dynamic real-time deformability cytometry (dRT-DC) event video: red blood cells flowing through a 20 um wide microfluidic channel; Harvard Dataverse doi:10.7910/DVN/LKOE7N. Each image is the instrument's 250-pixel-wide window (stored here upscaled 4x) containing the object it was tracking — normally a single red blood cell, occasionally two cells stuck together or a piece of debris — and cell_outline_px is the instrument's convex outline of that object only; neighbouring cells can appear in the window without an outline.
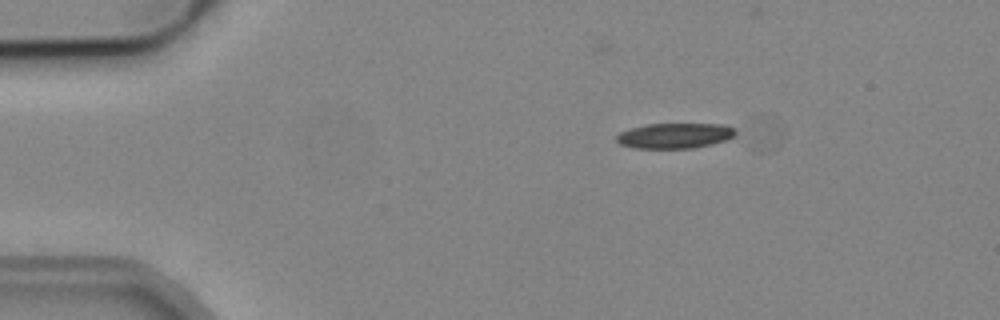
{"species": "common noctule bat (a hibernating species)", "species_latin": "Nyctalus noctula", "temperature_condition": "cold", "stored_images_in_passage": 3, "camera_frame_rate_fps": 3000, "um_per_image_px": 0.085, "animal": {"sex": "male", "body_mass_g": 19.2, "forearm_length_mm": 51.8}, "frame": {"image": 1, "passage_image": 1, "time_ms": 0.0, "image_size_px": [1000, 320], "cell_outline_px": [[736, 136], [712, 144], [692, 148], [632, 148], [620, 144], [616, 140], [616, 136], [620, 132], [628, 128], [648, 124], [724, 124], [736, 128]], "centroid_in_image_um": [57.36, 11.53], "position_along_channel_um": 27.6, "area_um2": 17.69}}